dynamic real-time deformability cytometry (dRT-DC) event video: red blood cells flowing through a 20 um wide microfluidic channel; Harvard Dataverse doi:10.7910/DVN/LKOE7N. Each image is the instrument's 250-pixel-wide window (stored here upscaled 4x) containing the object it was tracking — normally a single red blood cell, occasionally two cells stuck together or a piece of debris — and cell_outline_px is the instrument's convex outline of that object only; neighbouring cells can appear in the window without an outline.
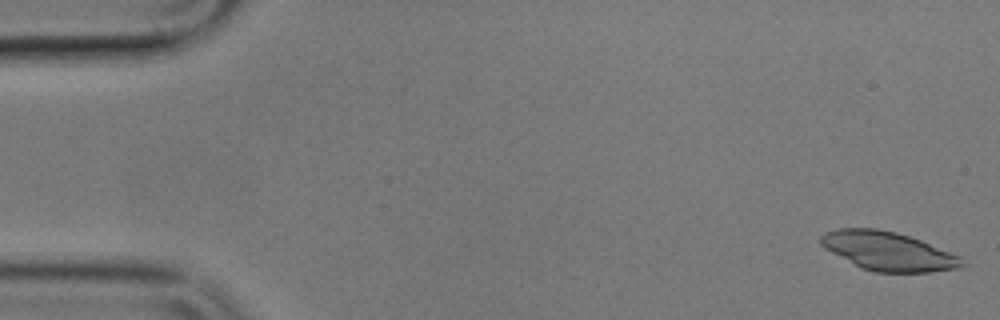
{"species": "common noctule bat (a hibernating species)", "species_latin": "Nyctalus noctula", "temperature_condition": "cold", "stored_images_in_passage": 54, "camera_frame_rate_fps": 3000, "um_per_image_px": 0.085, "animal": {"sex": "male", "body_mass_g": 17.9}, "frame": {"image": 1, "passage_image": 1, "time_ms": 0.0, "image_size_px": [1000, 320], "cell_outline_px": [[964, 264], [960, 268], [928, 272], [876, 272], [860, 268], [824, 248], [820, 244], [820, 236], [824, 232], [840, 228], [876, 228], [896, 232], [920, 240], [960, 256]], "centroid_in_image_um": [75.45, 21.35], "position_along_channel_um": 9.5, "area_um2": 31.73}}